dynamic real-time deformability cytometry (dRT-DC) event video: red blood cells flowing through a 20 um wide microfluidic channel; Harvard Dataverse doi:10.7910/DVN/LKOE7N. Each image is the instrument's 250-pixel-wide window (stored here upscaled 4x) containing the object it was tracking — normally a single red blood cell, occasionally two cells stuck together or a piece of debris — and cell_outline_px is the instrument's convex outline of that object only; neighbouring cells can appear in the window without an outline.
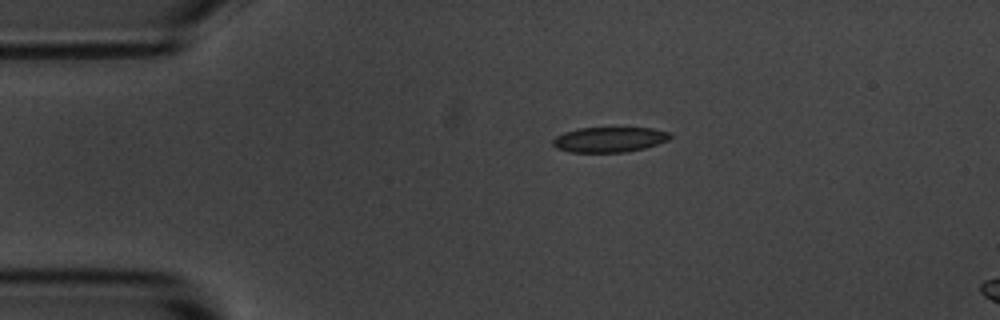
{"species": "common noctule bat (a hibernating species)", "species_latin": "Nyctalus noctula", "temperature_condition": "room temperature", "stored_images_in_passage": 3, "camera_frame_rate_fps": 3000, "um_per_image_px": 0.085, "animal": {"sex": "male", "body_mass_g": 20.1, "forearm_length_mm": 53.5}, "frame": {"image": 1, "passage_image": 1, "time_ms": 0.0, "image_size_px": [1000, 320], "cell_outline_px": [[672, 136], [668, 140], [644, 148], [628, 152], [572, 152], [556, 148], [552, 144], [552, 140], [556, 136], [564, 132], [580, 128], [652, 128], [668, 132]], "centroid_in_image_um": [51.78, 11.86], "position_along_channel_um": 33.2, "area_um2": 17.11}}